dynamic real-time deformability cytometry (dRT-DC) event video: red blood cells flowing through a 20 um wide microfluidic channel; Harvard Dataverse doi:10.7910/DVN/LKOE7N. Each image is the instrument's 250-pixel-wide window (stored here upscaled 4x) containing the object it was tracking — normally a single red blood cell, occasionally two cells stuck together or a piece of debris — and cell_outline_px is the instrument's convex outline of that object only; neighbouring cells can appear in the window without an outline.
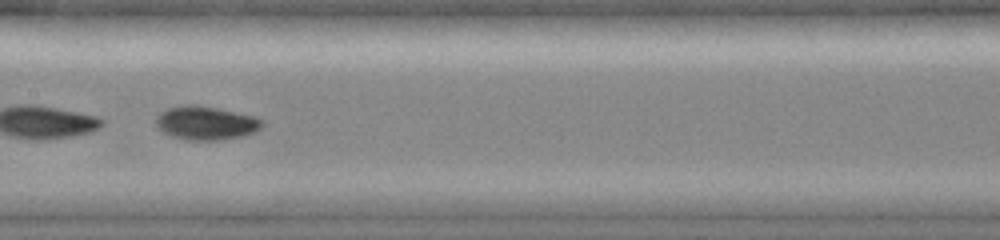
{"species": "common noctule bat (a hibernating species)", "species_latin": "Nyctalus noctula", "temperature_condition": "cold", "stored_images_in_passage": 25, "camera_frame_rate_fps": 3000, "um_per_image_px": 0.085, "animal": {"sex": "female", "body_mass_g": 19.0, "forearm_length_mm": 51.5}, "frame": {"image": 1, "passage_image": 18, "time_ms": 5.667, "image_size_px": [1000, 240], "cell_outline_px": [[264, 124], [260, 128], [244, 136], [220, 140], [184, 140], [172, 136], [164, 132], [156, 124], [156, 116], [160, 112], [168, 108], [192, 104], [216, 108], [256, 116], [264, 120]], "centroid_in_image_um": [17.52, 10.46], "position_along_channel_um": 189.9, "area_um2": 20.75}}
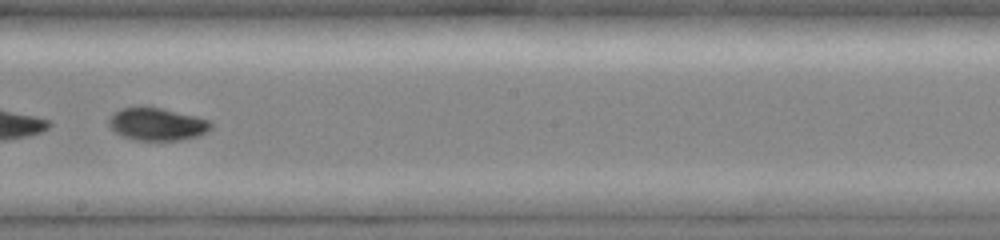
{"frame": {"image": 2, "passage_image": 21, "time_ms": 6.667, "image_size_px": [1000, 240], "cell_outline_px": [[212, 128], [208, 132], [196, 136], [180, 140], [136, 140], [124, 136], [116, 132], [108, 124], [108, 120], [120, 108], [160, 108], [196, 116], [208, 120], [212, 124]], "centroid_in_image_um": [13.39, 10.57], "position_along_channel_um": 234.8, "area_um2": 18.96}}